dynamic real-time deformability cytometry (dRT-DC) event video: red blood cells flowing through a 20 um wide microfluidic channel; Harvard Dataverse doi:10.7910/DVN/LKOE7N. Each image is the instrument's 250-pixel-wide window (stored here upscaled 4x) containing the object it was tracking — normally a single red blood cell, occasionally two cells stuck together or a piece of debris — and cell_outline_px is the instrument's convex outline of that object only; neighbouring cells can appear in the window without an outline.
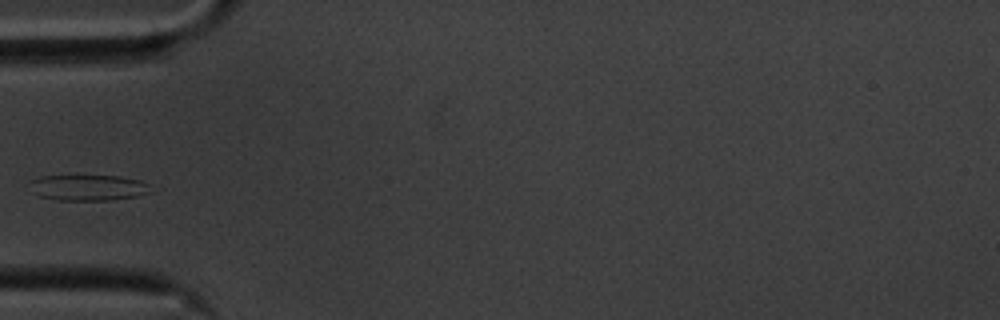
{"species": "common noctule bat (a hibernating species)", "species_latin": "Nyctalus noctula", "temperature_condition": "cold", "stored_images_in_passage": 39, "camera_frame_rate_fps": 3000, "um_per_image_px": 0.085, "animal": {"sex": "male", "body_mass_g": 20.1, "forearm_length_mm": 53.5}, "frame": {"image": 1, "passage_image": 1, "time_ms": 0.0, "image_size_px": [1000, 320], "cell_outline_px": [[152, 192], [136, 196], [112, 200], [56, 200], [40, 196], [32, 192], [28, 180], [40, 176], [120, 176], [140, 180], [148, 184]], "centroid_in_image_um": [7.46, 15.95], "position_along_channel_um": 77.5, "area_um2": 18.32}}
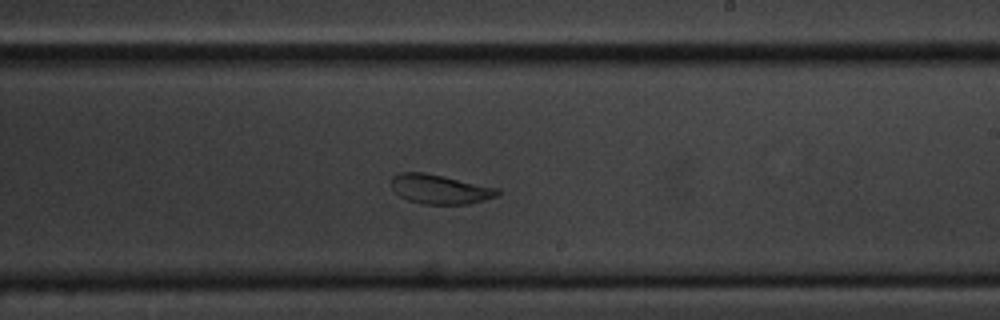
{"frame": {"image": 2, "passage_image": 16, "time_ms": 5.0, "image_size_px": [1000, 320], "cell_outline_px": [[500, 192], [496, 196], [484, 200], [468, 204], [424, 204], [408, 200], [400, 196], [392, 188], [392, 176], [400, 172], [424, 172], [444, 176], [500, 188]], "centroid_in_image_um": [37.41, 16.07], "position_along_channel_um": 251.6, "area_um2": 18.21}}
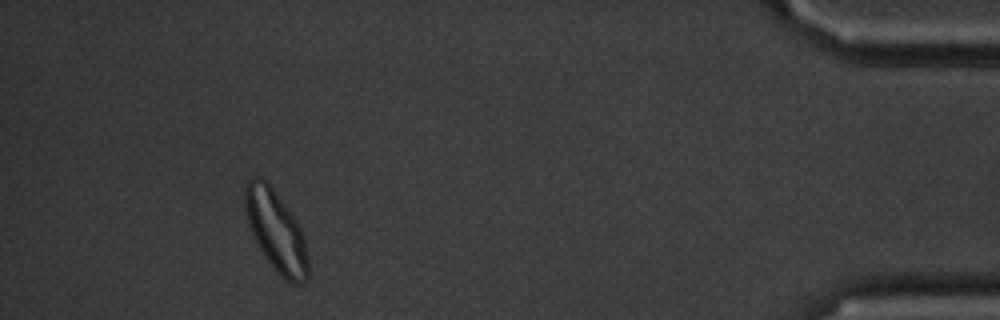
{"frame": {"image": 3, "passage_image": 35, "time_ms": 11.333, "image_size_px": [1000, 320], "cell_outline_px": [[308, 276], [300, 284], [292, 284], [284, 280], [276, 272], [264, 256], [252, 232], [244, 208], [244, 188], [248, 180], [252, 176], [256, 176], [264, 180], [272, 188], [296, 220], [304, 236], [308, 256]], "centroid_in_image_um": [23.46, 19.66], "position_along_channel_um": 411.7, "area_um2": 29.48}}